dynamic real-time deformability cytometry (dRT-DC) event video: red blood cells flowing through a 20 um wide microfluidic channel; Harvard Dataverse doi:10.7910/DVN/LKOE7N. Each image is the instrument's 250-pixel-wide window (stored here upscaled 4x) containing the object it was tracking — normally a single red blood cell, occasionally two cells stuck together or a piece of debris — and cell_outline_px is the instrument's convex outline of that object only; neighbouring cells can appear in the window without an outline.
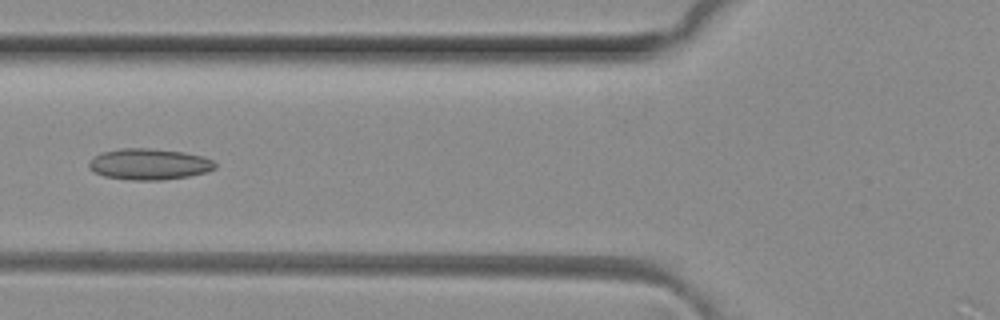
{"species": "common noctule bat (a hibernating species)", "species_latin": "Nyctalus noctula", "temperature_condition": "room temperature", "stored_images_in_passage": 7, "camera_frame_rate_fps": 3000, "um_per_image_px": 0.085, "animal": {"sex": "female", "body_mass_g": 29.2, "forearm_length_mm": 56.3}, "frame": {"image": 1, "passage_image": 6, "time_ms": 1.667, "image_size_px": [1000, 320], "cell_outline_px": [[216, 168], [204, 172], [188, 176], [160, 180], [132, 180], [104, 176], [88, 168], [88, 164], [100, 152], [120, 148], [148, 148], [184, 152], [200, 156], [212, 160], [216, 164]], "centroid_in_image_um": [12.66, 13.95], "position_along_channel_um": 113.1, "area_um2": 22.66}}
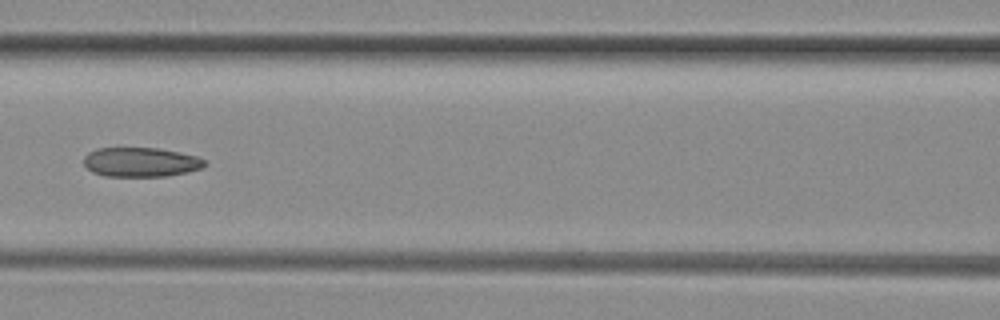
{"frame": {"image": 2, "passage_image": 7, "time_ms": 2.0, "image_size_px": [1000, 320], "cell_outline_px": [[208, 164], [200, 168], [188, 172], [168, 176], [104, 176], [92, 172], [84, 164], [84, 156], [88, 152], [96, 148], [160, 148], [180, 152], [196, 156], [208, 160]], "centroid_in_image_um": [11.99, 13.77], "position_along_channel_um": 154.6, "area_um2": 20.92}}